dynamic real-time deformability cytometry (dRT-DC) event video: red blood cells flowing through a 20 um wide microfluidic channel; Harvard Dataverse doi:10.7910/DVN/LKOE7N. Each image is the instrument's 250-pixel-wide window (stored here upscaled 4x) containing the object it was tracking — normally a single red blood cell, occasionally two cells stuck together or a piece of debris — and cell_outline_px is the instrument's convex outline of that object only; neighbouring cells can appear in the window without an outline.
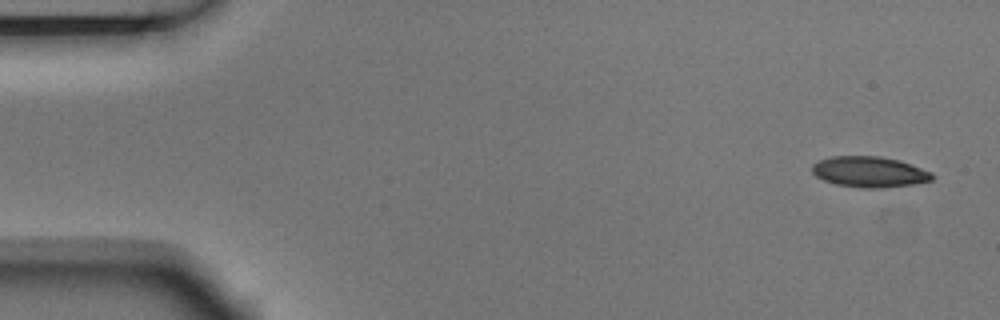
{"species": "Egyptian fruit bat (a non-hibernating species)", "species_latin": "Rousettus aegyptiacus", "temperature_condition": "room temperature", "stored_images_in_passage": 4, "camera_frame_rate_fps": 3000, "um_per_image_px": 0.085, "animal": {"sex": "male"}, "frame": {"image": 1, "passage_image": 1, "time_ms": 0.0, "image_size_px": [1000, 320], "cell_outline_px": [[932, 180], [912, 184], [884, 188], [864, 188], [836, 184], [824, 180], [816, 176], [812, 172], [812, 164], [820, 160], [832, 156], [880, 156], [900, 160], [932, 172]], "centroid_in_image_um": [73.89, 14.6], "position_along_channel_um": 11.1, "area_um2": 21.44}}
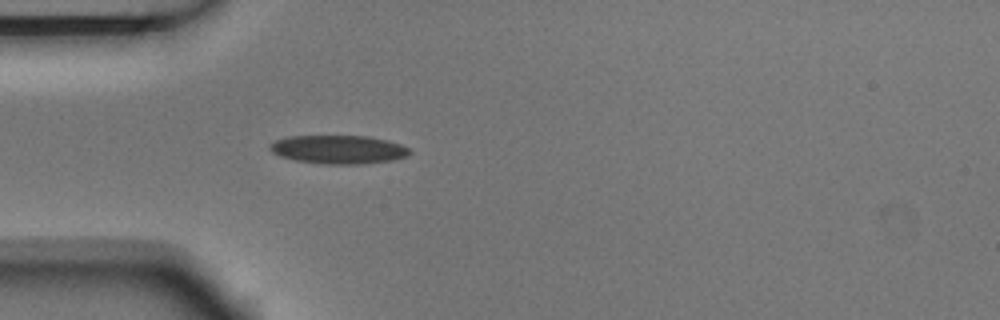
{"frame": {"image": 2, "passage_image": 4, "time_ms": 1.0, "image_size_px": [1000, 320], "cell_outline_px": [[412, 152], [408, 156], [392, 160], [360, 164], [324, 164], [296, 160], [280, 156], [272, 152], [268, 148], [268, 144], [276, 140], [288, 136], [368, 136], [388, 140], [400, 144], [408, 148]], "centroid_in_image_um": [28.76, 12.7], "position_along_channel_um": 56.2, "area_um2": 23.29}}